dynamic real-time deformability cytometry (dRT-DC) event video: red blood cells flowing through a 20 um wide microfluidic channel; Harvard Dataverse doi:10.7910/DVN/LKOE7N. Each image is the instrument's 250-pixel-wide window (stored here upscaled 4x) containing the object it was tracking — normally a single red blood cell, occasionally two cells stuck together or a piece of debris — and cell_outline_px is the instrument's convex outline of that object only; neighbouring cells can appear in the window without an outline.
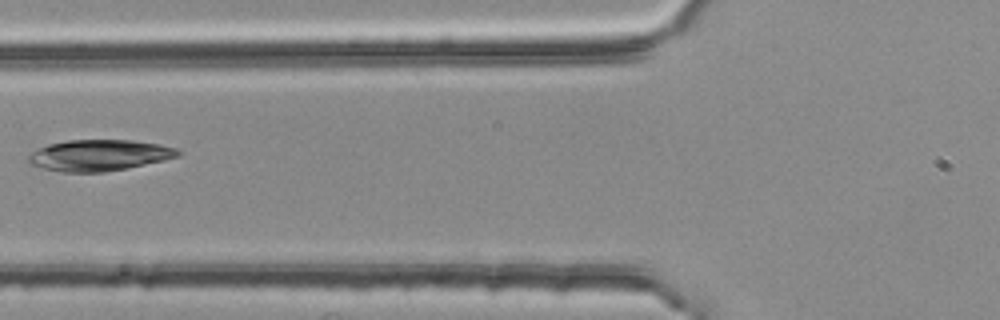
{"species": "common noctule bat (a hibernating species)", "species_latin": "Nyctalus noctula", "temperature_condition": "room temperature", "stored_images_in_passage": 2, "camera_frame_rate_fps": 3000, "um_per_image_px": 0.085, "animal": {"sex": "female", "body_mass_g": 25.1}, "frame": {"image": 1, "passage_image": 2, "time_ms": 0.333, "image_size_px": [1000, 320], "cell_outline_px": [[180, 156], [164, 160], [128, 168], [104, 172], [60, 172], [44, 168], [32, 164], [28, 160], [28, 156], [32, 152], [48, 144], [68, 140], [132, 140], [160, 144], [176, 148], [180, 152]], "centroid_in_image_um": [8.46, 13.2], "position_along_channel_um": 117.3, "area_um2": 27.05}}